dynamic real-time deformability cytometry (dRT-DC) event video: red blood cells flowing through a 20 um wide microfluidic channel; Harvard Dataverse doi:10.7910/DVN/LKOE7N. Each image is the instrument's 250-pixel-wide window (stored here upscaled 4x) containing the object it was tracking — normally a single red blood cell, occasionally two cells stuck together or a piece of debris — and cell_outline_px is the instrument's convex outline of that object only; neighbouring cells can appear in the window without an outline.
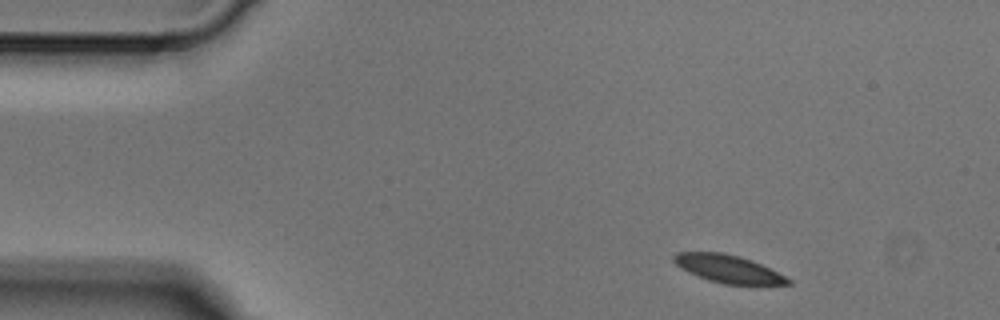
{"species": "Egyptian fruit bat (a non-hibernating species)", "species_latin": "Rousettus aegyptiacus", "temperature_condition": "cold", "stored_images_in_passage": 2, "camera_frame_rate_fps": 3000, "um_per_image_px": 0.085, "animal": {"sex": "male"}, "frame": {"image": 1, "passage_image": 1, "time_ms": 0.0, "image_size_px": [1000, 320], "cell_outline_px": [[792, 284], [756, 288], [724, 284], [708, 280], [688, 272], [680, 268], [672, 260], [672, 256], [676, 252], [724, 252], [740, 256], [752, 260], [792, 280]], "centroid_in_image_um": [61.97, 22.91], "position_along_channel_um": 23.0, "area_um2": 19.36}}